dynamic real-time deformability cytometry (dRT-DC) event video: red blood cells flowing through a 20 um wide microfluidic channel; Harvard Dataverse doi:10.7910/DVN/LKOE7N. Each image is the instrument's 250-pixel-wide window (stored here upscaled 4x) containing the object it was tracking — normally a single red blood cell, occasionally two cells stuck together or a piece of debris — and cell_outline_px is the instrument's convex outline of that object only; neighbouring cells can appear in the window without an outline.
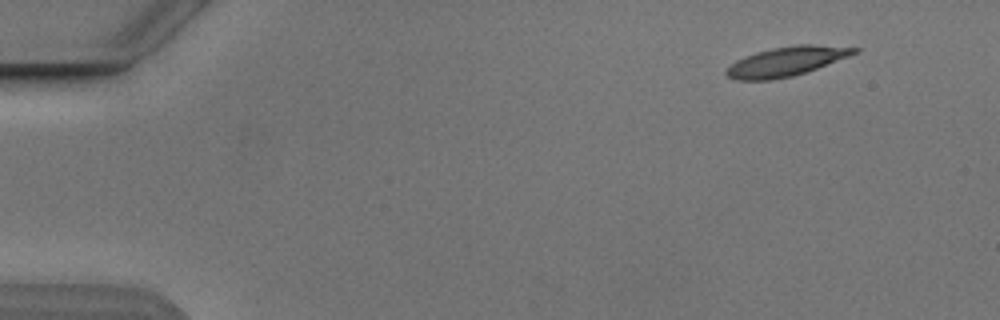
{"species": "Egyptian fruit bat (a non-hibernating species)", "species_latin": "Rousettus aegyptiacus", "temperature_condition": "cold", "stored_images_in_passage": 2, "camera_frame_rate_fps": 3000, "um_per_image_px": 0.085, "animal": {"sex": "male"}, "frame": {"image": 1, "passage_image": 2, "time_ms": 1.333, "image_size_px": [1000, 320], "cell_outline_px": [[860, 48], [856, 52], [848, 56], [816, 68], [792, 76], [768, 80], [736, 80], [728, 76], [724, 72], [736, 60], [756, 52], [772, 48], [796, 44], [812, 44]], "centroid_in_image_um": [66.8, 5.21], "position_along_channel_um": 18.2, "area_um2": 21.44}}